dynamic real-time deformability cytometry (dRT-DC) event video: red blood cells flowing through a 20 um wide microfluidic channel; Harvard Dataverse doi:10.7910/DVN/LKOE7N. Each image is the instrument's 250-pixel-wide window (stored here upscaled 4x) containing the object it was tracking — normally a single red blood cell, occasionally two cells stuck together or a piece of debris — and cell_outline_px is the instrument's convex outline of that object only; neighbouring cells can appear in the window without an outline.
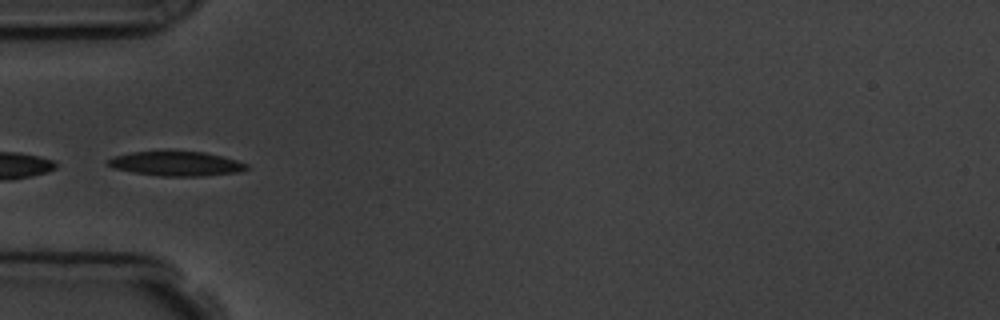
{"species": "common noctule bat (a hibernating species)", "species_latin": "Nyctalus noctula", "temperature_condition": "room temperature", "stored_images_in_passage": 4, "camera_frame_rate_fps": 3000, "um_per_image_px": 0.085, "animal": {"sex": "male", "body_mass_g": 19.5, "forearm_length_mm": 54.6}, "frame": {"image": 1, "passage_image": 4, "time_ms": 3.333, "image_size_px": [1000, 320], "cell_outline_px": [[248, 168], [240, 172], [200, 176], [160, 176], [132, 172], [112, 168], [104, 164], [104, 160], [112, 156], [132, 152], [204, 152], [236, 160], [248, 164]], "centroid_in_image_um": [14.9, 13.92], "position_along_channel_um": 70.1, "area_um2": 19.77}}